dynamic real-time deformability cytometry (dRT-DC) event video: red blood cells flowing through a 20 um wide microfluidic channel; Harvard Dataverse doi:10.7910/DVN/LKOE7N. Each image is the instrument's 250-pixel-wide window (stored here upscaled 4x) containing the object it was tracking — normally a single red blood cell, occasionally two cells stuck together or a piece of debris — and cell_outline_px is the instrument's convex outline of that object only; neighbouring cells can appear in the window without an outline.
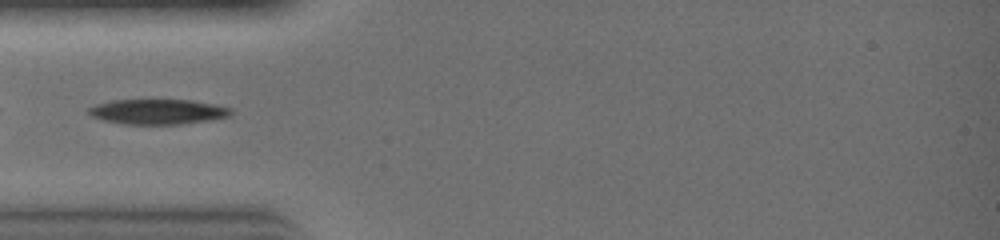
{"species": "common noctule bat (a hibernating species)", "species_latin": "Nyctalus noctula", "temperature_condition": "warm", "stored_images_in_passage": 21, "camera_frame_rate_fps": 3000, "um_per_image_px": 0.085, "animal": {"sex": "female", "body_mass_g": 19.0, "forearm_length_mm": 51.5}, "frame": {"image": 1, "passage_image": 8, "time_ms": 2.333, "image_size_px": [1000, 240], "cell_outline_px": [[232, 116], [208, 120], [180, 124], [124, 124], [104, 120], [92, 116], [88, 112], [88, 108], [96, 104], [112, 100], [192, 100], [216, 104], [232, 108]], "centroid_in_image_um": [13.45, 9.49], "position_along_channel_um": 71.5, "area_um2": 20.81}}
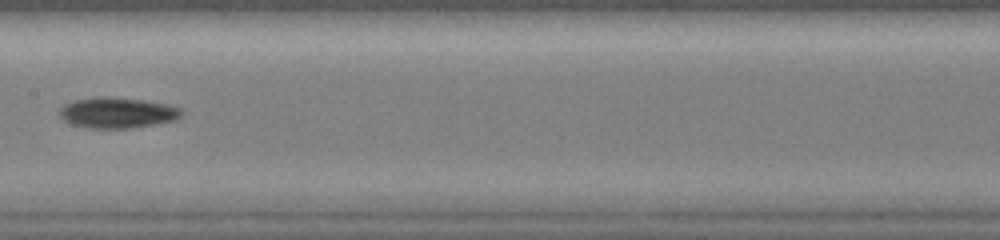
{"frame": {"image": 2, "passage_image": 14, "time_ms": 4.333, "image_size_px": [1000, 240], "cell_outline_px": [[184, 112], [176, 120], [156, 124], [132, 128], [88, 128], [72, 124], [64, 120], [60, 116], [60, 108], [64, 104], [72, 100], [96, 96], [108, 96], [144, 100], [168, 104], [180, 108]], "centroid_in_image_um": [9.97, 9.57], "position_along_channel_um": 197.4, "area_um2": 22.08}}
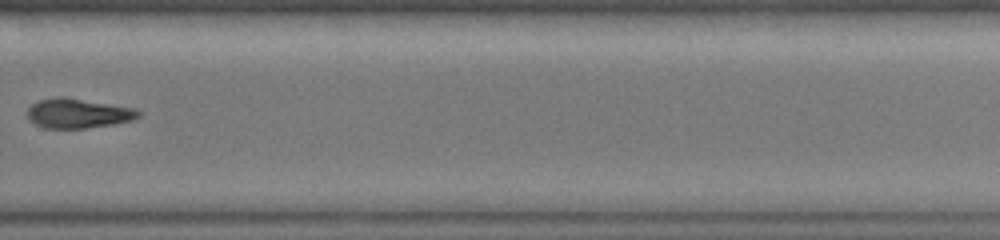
{"frame": {"image": 3, "passage_image": 20, "time_ms": 6.333, "image_size_px": [1000, 240], "cell_outline_px": [[140, 116], [132, 120], [112, 124], [84, 128], [44, 128], [28, 120], [28, 108], [32, 104], [40, 100], [56, 96], [64, 96], [136, 108], [140, 112]], "centroid_in_image_um": [6.63, 9.62], "position_along_channel_um": 323.2, "area_um2": 19.19}}